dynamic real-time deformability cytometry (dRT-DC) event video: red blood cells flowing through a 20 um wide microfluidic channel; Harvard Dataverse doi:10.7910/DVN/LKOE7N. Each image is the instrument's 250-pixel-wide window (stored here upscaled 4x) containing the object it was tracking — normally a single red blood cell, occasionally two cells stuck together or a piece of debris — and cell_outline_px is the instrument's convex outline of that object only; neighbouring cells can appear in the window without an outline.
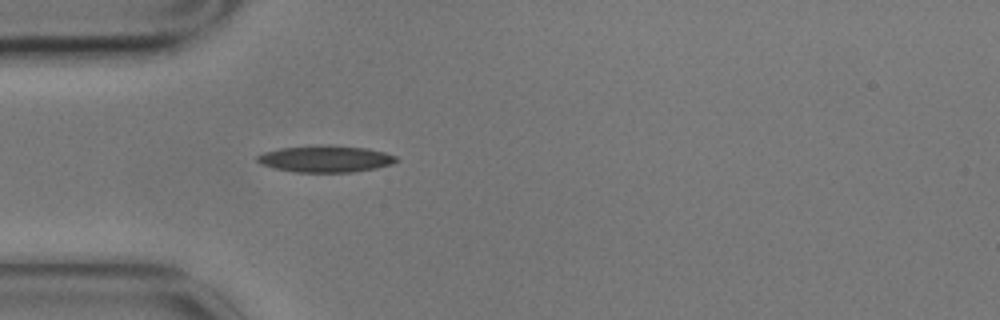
{"species": "common noctule bat (a hibernating species)", "species_latin": "Nyctalus noctula", "temperature_condition": "cold", "stored_images_in_passage": 4, "camera_frame_rate_fps": 3000, "um_per_image_px": 0.085, "animal": {"sex": "male", "body_mass_g": 17.9}, "frame": {"image": 1, "passage_image": 4, "time_ms": 1.0, "image_size_px": [1000, 320], "cell_outline_px": [[400, 160], [392, 164], [376, 168], [352, 172], [296, 172], [272, 168], [260, 164], [256, 160], [256, 156], [264, 152], [280, 148], [328, 144], [368, 148], [384, 152], [396, 156]], "centroid_in_image_um": [27.67, 13.5], "position_along_channel_um": 57.3, "area_um2": 21.85}}